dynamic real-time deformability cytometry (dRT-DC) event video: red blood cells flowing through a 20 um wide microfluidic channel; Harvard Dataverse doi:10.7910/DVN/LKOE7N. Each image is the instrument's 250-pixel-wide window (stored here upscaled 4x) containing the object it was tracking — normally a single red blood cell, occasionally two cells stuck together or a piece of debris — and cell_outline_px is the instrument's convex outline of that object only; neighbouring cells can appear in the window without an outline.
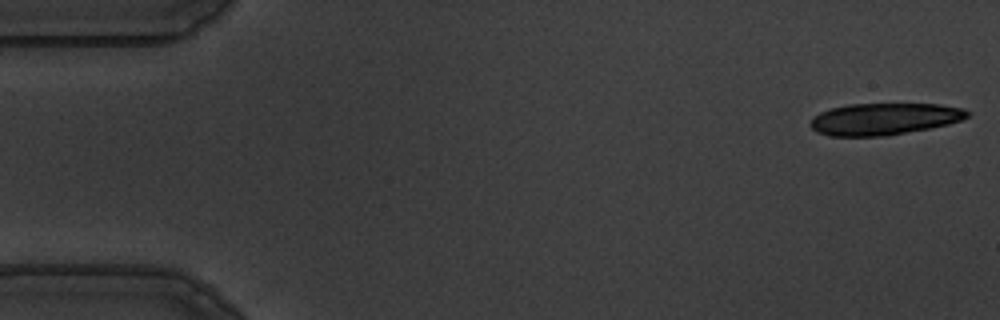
{"species": "common noctule bat (a hibernating species)", "species_latin": "Nyctalus noctula", "temperature_condition": "warm", "stored_images_in_passage": 17, "camera_frame_rate_fps": 3000, "um_per_image_px": 0.085, "animal": {"sex": "male", "body_mass_g": 19.5, "forearm_length_mm": 54.6}, "frame": {"image": 1, "passage_image": 1, "time_ms": 0.0, "image_size_px": [1000, 320], "cell_outline_px": [[972, 112], [968, 116], [960, 120], [948, 124], [888, 136], [832, 136], [816, 132], [808, 124], [812, 116], [828, 108], [848, 104], [940, 104], [964, 108]], "centroid_in_image_um": [75.12, 10.1], "position_along_channel_um": 9.9, "area_um2": 29.36}}